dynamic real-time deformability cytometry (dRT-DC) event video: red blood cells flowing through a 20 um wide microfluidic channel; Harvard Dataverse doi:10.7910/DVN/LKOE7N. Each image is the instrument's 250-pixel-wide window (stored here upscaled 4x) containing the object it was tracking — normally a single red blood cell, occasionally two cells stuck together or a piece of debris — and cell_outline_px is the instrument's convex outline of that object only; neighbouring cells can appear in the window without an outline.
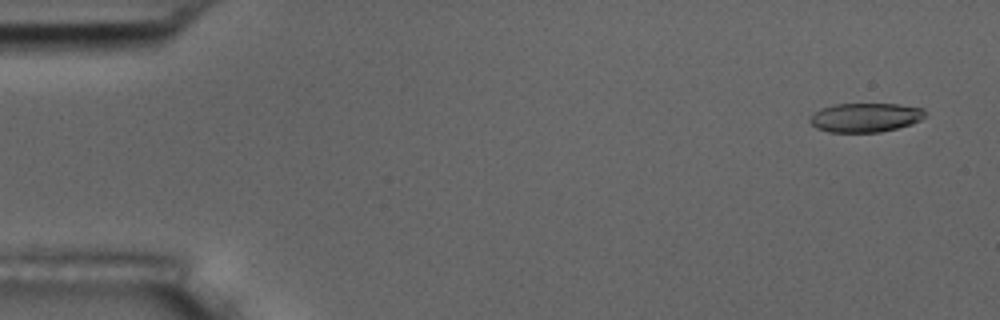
{"species": "common noctule bat (a hibernating species)", "species_latin": "Nyctalus noctula", "temperature_condition": "room temperature", "stored_images_in_passage": 4, "camera_frame_rate_fps": 3000, "um_per_image_px": 0.085, "animal": {"sex": "male", "body_mass_g": 17.5, "forearm_length_mm": 52.3}, "frame": {"image": 1, "passage_image": 1, "time_ms": 0.0, "image_size_px": [1000, 320], "cell_outline_px": [[928, 116], [912, 124], [880, 132], [828, 132], [816, 128], [808, 120], [812, 112], [820, 108], [832, 104], [900, 104], [924, 108]], "centroid_in_image_um": [73.55, 9.98], "position_along_channel_um": 11.4, "area_um2": 19.88}}
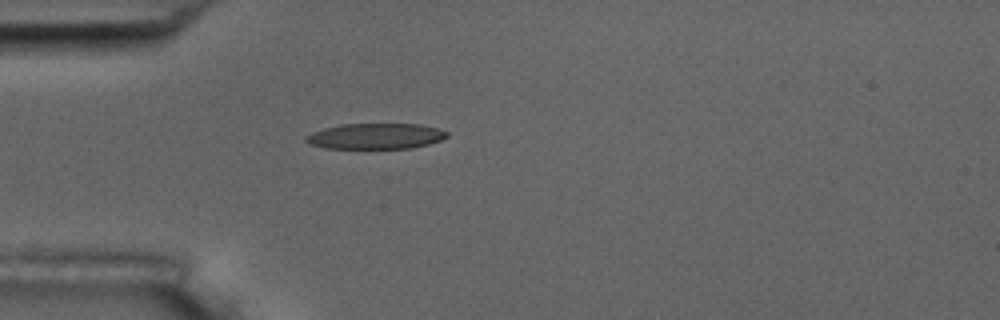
{"frame": {"image": 2, "passage_image": 4, "time_ms": 4.333, "image_size_px": [1000, 320], "cell_outline_px": [[448, 136], [440, 140], [428, 144], [412, 148], [324, 148], [312, 144], [304, 140], [304, 136], [312, 132], [324, 128], [340, 124], [420, 124], [436, 128], [448, 132]], "centroid_in_image_um": [31.91, 11.57], "position_along_channel_um": 53.1, "area_um2": 21.04}}